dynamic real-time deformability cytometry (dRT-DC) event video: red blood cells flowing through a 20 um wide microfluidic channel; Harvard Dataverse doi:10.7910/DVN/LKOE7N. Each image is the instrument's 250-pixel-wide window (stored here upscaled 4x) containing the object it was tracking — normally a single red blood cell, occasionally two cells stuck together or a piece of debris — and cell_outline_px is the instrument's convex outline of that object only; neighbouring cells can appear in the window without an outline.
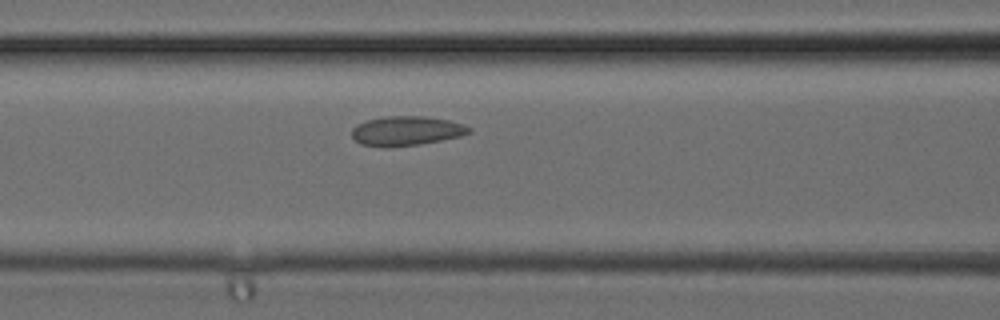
{"species": "common noctule bat (a hibernating species)", "species_latin": "Nyctalus noctula", "temperature_condition": "cold", "stored_images_in_passage": 24, "camera_frame_rate_fps": 3000, "um_per_image_px": 0.085, "animal": {"sex": "female", "body_mass_g": 24.6, "forearm_length_mm": 56.2}, "frame": {"image": 1, "passage_image": 10, "time_ms": 3.0, "image_size_px": [1000, 320], "cell_outline_px": [[472, 132], [460, 136], [420, 144], [360, 144], [352, 136], [352, 128], [356, 124], [368, 120], [384, 116], [424, 116], [448, 120], [464, 124], [472, 128]], "centroid_in_image_um": [34.6, 11.07], "position_along_channel_um": 132.0, "area_um2": 19.36}}
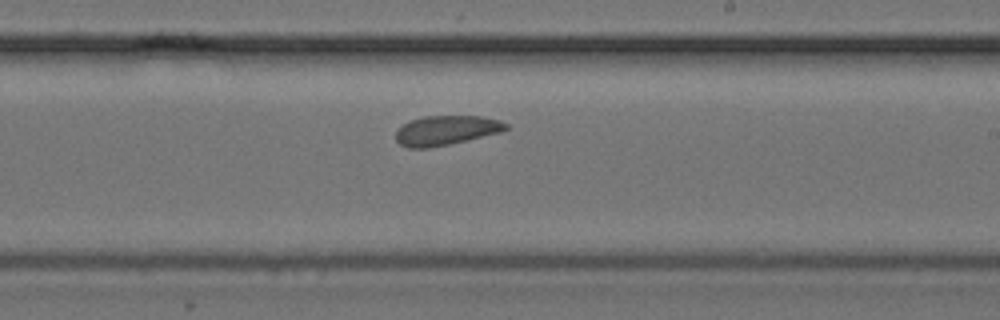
{"frame": {"image": 2, "passage_image": 16, "time_ms": 5.0, "image_size_px": [1000, 320], "cell_outline_px": [[508, 128], [500, 132], [448, 144], [428, 148], [408, 148], [400, 144], [396, 140], [396, 132], [408, 120], [424, 116], [484, 116], [500, 120], [508, 124]], "centroid_in_image_um": [37.91, 11.07], "position_along_channel_um": 251.1, "area_um2": 18.84}}
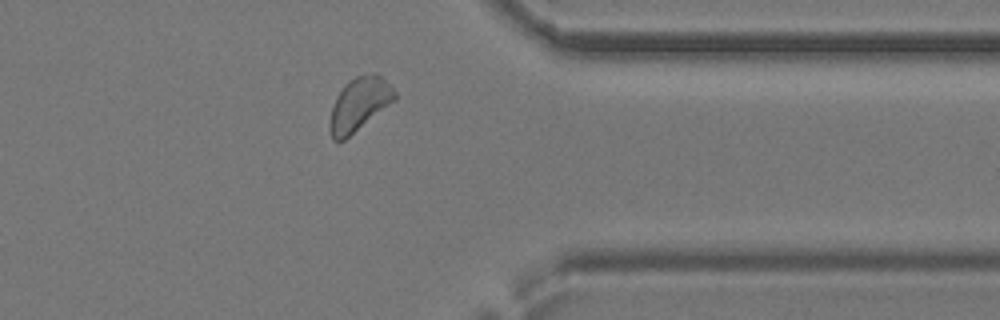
{"frame": {"image": 3, "passage_image": 23, "time_ms": 7.333, "image_size_px": [1000, 320], "cell_outline_px": [[396, 100], [344, 140], [332, 140], [328, 128], [328, 124], [332, 108], [336, 96], [344, 84], [348, 80], [356, 76], [372, 72], [376, 72], [396, 92]], "centroid_in_image_um": [30.51, 8.85], "position_along_channel_um": 380.9, "area_um2": 20.23}}